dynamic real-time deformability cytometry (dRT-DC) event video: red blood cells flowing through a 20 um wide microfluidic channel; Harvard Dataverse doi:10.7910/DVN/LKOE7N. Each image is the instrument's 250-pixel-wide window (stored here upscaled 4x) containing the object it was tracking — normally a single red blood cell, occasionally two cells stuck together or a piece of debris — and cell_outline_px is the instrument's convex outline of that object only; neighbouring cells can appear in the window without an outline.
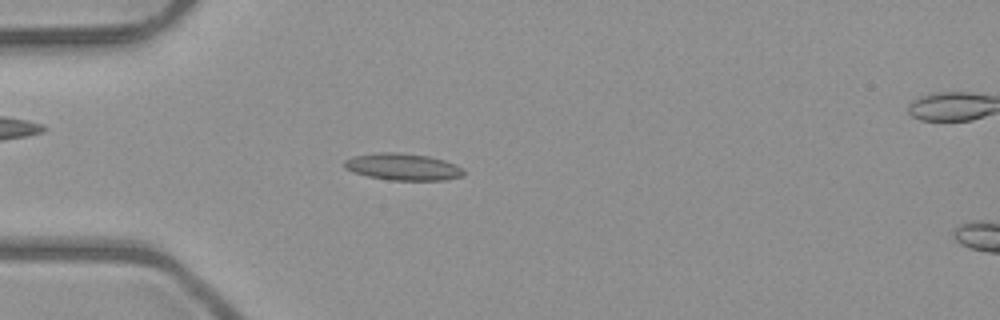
{"species": "common noctule bat (a hibernating species)", "species_latin": "Nyctalus noctula", "temperature_condition": "room temperature", "stored_images_in_passage": 52, "camera_frame_rate_fps": 3000, "um_per_image_px": 0.085, "animal": {"sex": "male", "body_mass_g": 23.1, "forearm_length_mm": 52.7}, "frame": {"image": 1, "passage_image": 15, "time_ms": 4.667, "image_size_px": [1000, 320], "cell_outline_px": [[464, 176], [444, 180], [388, 180], [368, 176], [352, 172], [344, 168], [344, 160], [352, 156], [380, 152], [400, 152], [428, 156], [444, 160], [456, 164], [464, 168]], "centroid_in_image_um": [34.25, 14.18], "position_along_channel_um": 50.8, "area_um2": 18.9}}
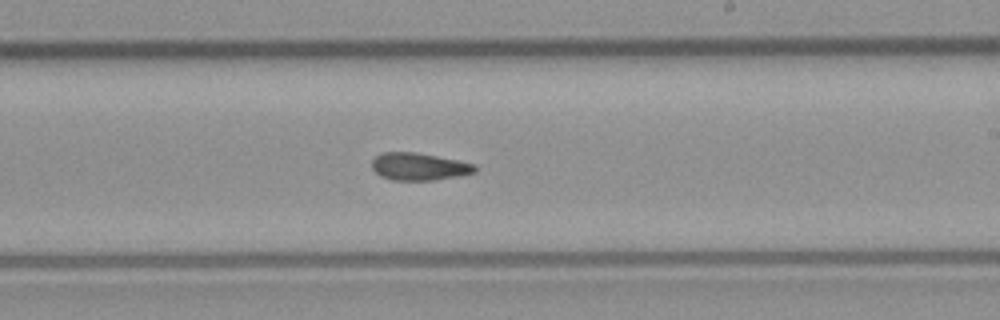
{"frame": {"image": 2, "passage_image": 31, "time_ms": 10.0, "image_size_px": [1000, 320], "cell_outline_px": [[476, 172], [456, 176], [432, 180], [392, 180], [380, 176], [372, 168], [372, 160], [376, 156], [384, 152], [416, 152], [476, 164]], "centroid_in_image_um": [35.59, 14.16], "position_along_channel_um": 253.4, "area_um2": 16.3}}
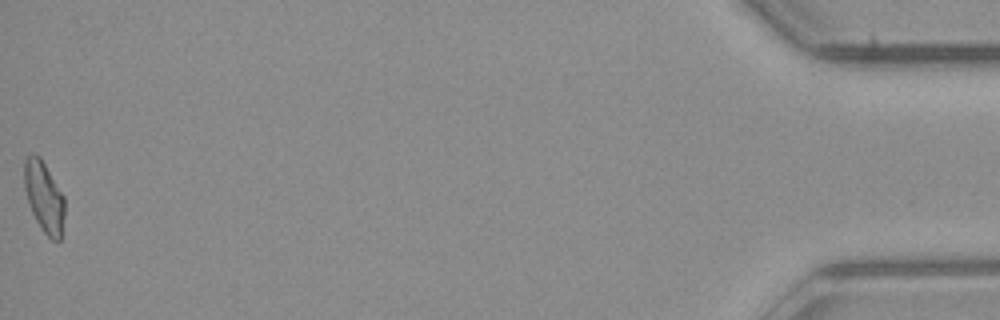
{"frame": {"image": 3, "passage_image": 52, "time_ms": 17.0, "image_size_px": [1000, 320], "cell_outline_px": [[64, 216], [60, 240], [52, 240], [44, 232], [36, 220], [32, 212], [24, 188], [24, 160], [32, 152], [40, 156], [64, 196]], "centroid_in_image_um": [3.74, 16.7], "position_along_channel_um": 431.5, "area_um2": 16.53}, "authors_computed_cell_mechanics": {"area_um2": 16.8487, "velocity_mm_per_s": 4.0139, "shape_relaxation_time_tau1_ms": null, "shape_relaxation_time_tau2_ms": 4.2552, "deformation_change_tau1": null, "deformation_change_tau2": 0.1146}}